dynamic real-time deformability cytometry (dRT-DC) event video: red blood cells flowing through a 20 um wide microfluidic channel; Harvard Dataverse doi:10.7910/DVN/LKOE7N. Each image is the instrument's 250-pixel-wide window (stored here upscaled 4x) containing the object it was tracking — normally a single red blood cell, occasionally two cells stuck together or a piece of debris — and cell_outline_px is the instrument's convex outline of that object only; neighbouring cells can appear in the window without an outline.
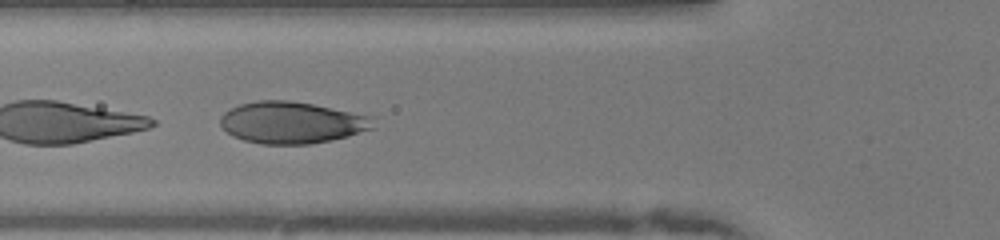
{"species": "human", "species_latin": "Homo sapiens", "temperature_condition": "warm", "stored_images_in_passage": 47, "camera_frame_rate_fps": 3000, "um_per_image_px": 0.085, "donor": {"sex": "female"}, "frame": {"image": 1, "passage_image": 16, "time_ms": 5.0, "image_size_px": [1000, 240], "cell_outline_px": [[376, 128], [348, 136], [332, 140], [308, 144], [260, 144], [244, 140], [232, 136], [220, 124], [220, 116], [224, 112], [240, 104], [256, 100], [288, 100], [312, 104], [376, 116]], "centroid_in_image_um": [24.87, 10.41], "position_along_channel_um": 100.9, "area_um2": 37.63}}
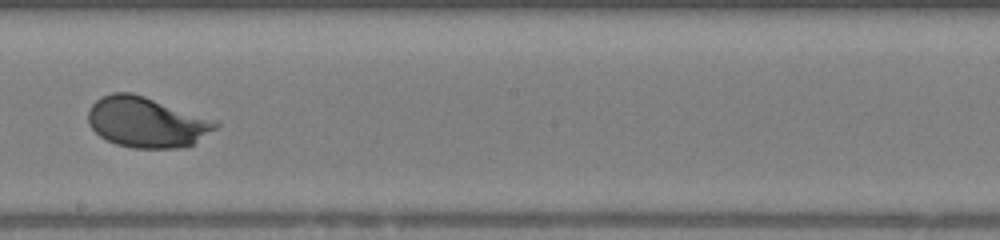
{"frame": {"image": 2, "passage_image": 26, "time_ms": 8.333, "image_size_px": [1000, 240], "cell_outline_px": [[220, 124], [216, 128], [192, 144], [180, 148], [132, 148], [116, 144], [100, 136], [88, 124], [88, 108], [96, 100], [112, 92], [132, 92], [216, 120]], "centroid_in_image_um": [12.44, 10.38], "position_along_channel_um": 235.8, "area_um2": 37.28}}
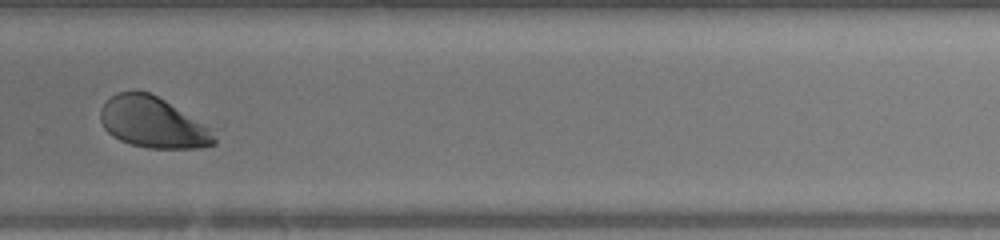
{"frame": {"image": 3, "passage_image": 32, "time_ms": 10.333, "image_size_px": [1000, 240], "cell_outline_px": [[224, 124], [216, 144], [200, 148], [148, 148], [132, 144], [120, 140], [112, 136], [104, 128], [100, 120], [100, 108], [116, 92], [132, 88], [136, 88], [148, 92]], "centroid_in_image_um": [13.31, 10.37], "position_along_channel_um": 316.5, "area_um2": 36.99}, "authors_computed_cell_mechanics": {"area_um2": 37.57, "velocity_mm_per_s": 4.0469, "shape_relaxation_time_tau1_ms": 2.1496, "shape_relaxation_time_tau2_ms": null, "deformation_change_tau1": 0.1664, "deformation_change_tau2": null}}